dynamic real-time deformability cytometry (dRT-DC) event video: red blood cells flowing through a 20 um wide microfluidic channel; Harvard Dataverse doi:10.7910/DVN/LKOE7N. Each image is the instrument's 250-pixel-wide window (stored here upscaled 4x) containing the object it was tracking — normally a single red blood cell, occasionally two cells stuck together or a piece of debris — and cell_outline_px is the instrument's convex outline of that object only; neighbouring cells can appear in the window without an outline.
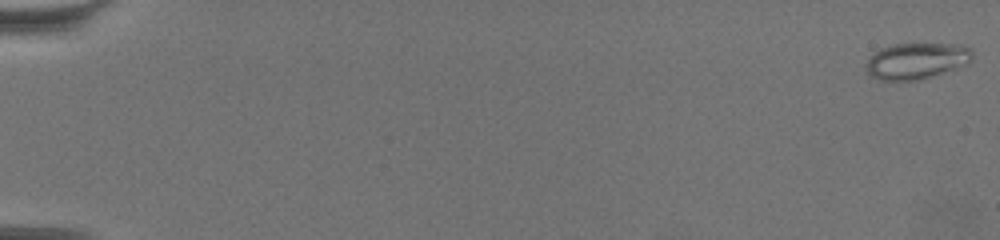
{"species": "common noctule bat (a hibernating species)", "species_latin": "Nyctalus noctula", "temperature_condition": "warm", "stored_images_in_passage": 63, "camera_frame_rate_fps": 3000, "um_per_image_px": 0.085, "animal": {"sex": "female", "body_mass_g": 19.5, "forearm_length_mm": 54.1}, "frame": {"image": 1, "passage_image": 1, "time_ms": 0.0, "image_size_px": [1000, 240], "cell_outline_px": [[972, 56], [968, 64], [916, 80], [880, 80], [872, 76], [864, 68], [864, 64], [880, 48], [896, 44], [956, 44], [972, 48]], "centroid_in_image_um": [77.89, 5.16], "position_along_channel_um": 7.1, "area_um2": 22.08}}
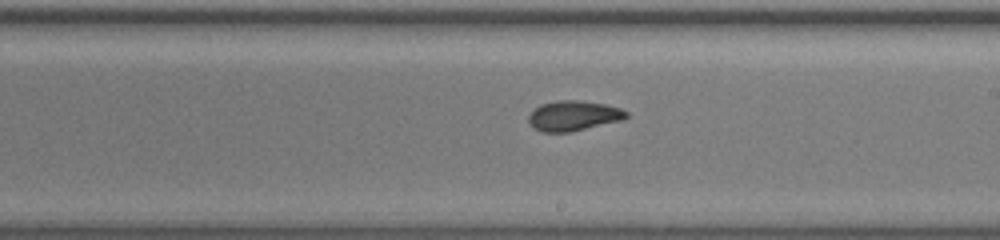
{"frame": {"image": 2, "passage_image": 39, "time_ms": 12.667, "image_size_px": [1000, 240], "cell_outline_px": [[628, 116], [624, 120], [572, 132], [540, 132], [528, 120], [528, 116], [540, 104], [556, 100], [580, 100], [604, 104], [620, 108], [628, 112]], "centroid_in_image_um": [48.78, 9.84], "position_along_channel_um": 240.2, "area_um2": 17.22}}
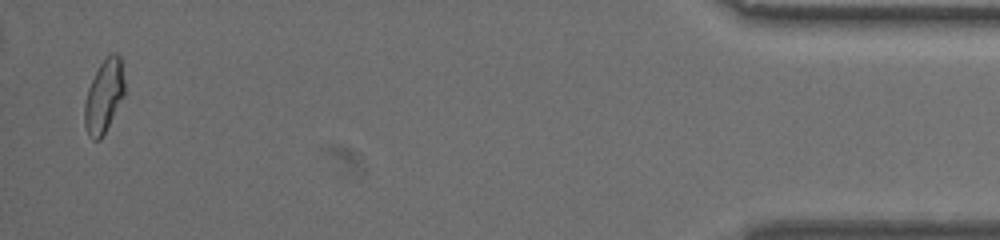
{"frame": {"image": 3, "passage_image": 62, "time_ms": 20.333, "image_size_px": [1000, 240], "cell_outline_px": [[124, 96], [100, 140], [92, 140], [88, 136], [84, 124], [84, 104], [88, 88], [100, 64], [112, 52], [116, 52], [120, 56], [124, 80]], "centroid_in_image_um": [8.82, 8.19], "position_along_channel_um": 426.4, "area_um2": 16.88}, "authors_computed_cell_mechanics": {"area_um2": 17.4556, "velocity_mm_per_s": 3.4348, "shape_relaxation_time_tau1_ms": null, "shape_relaxation_time_tau2_ms": 1.3707, "deformation_change_tau1": null, "deformation_change_tau2": 0.0714}}